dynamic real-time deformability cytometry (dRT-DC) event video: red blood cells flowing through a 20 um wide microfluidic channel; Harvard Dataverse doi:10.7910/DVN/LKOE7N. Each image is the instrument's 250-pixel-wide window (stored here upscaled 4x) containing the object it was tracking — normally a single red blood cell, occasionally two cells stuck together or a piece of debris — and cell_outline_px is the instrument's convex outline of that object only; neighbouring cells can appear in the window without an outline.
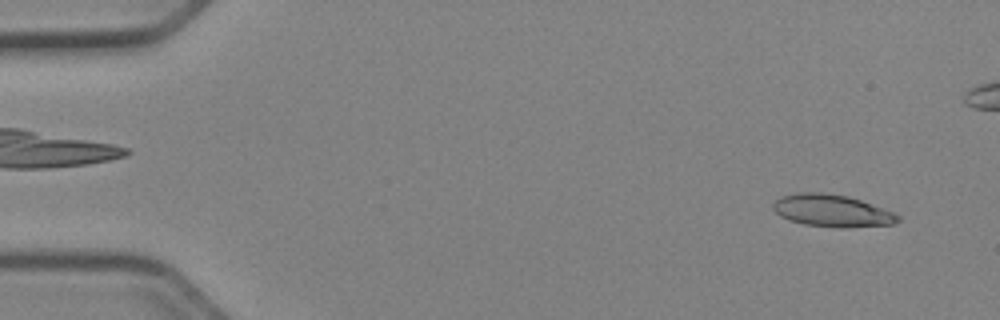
{"species": "Egyptian fruit bat (a non-hibernating species)", "species_latin": "Rousettus aegyptiacus", "temperature_condition": "cold", "stored_images_in_passage": 52, "camera_frame_rate_fps": 3000, "um_per_image_px": 0.085, "animal": {"sex": "female"}, "frame": {"image": 1, "passage_image": 3, "time_ms": 0.667, "image_size_px": [1000, 320], "cell_outline_px": [[900, 220], [892, 224], [848, 228], [840, 228], [804, 224], [788, 220], [780, 216], [772, 208], [772, 204], [780, 196], [796, 192], [820, 192], [848, 196], [860, 200], [892, 212], [900, 216]], "centroid_in_image_um": [70.67, 17.91], "position_along_channel_um": 14.3, "area_um2": 23.47}}
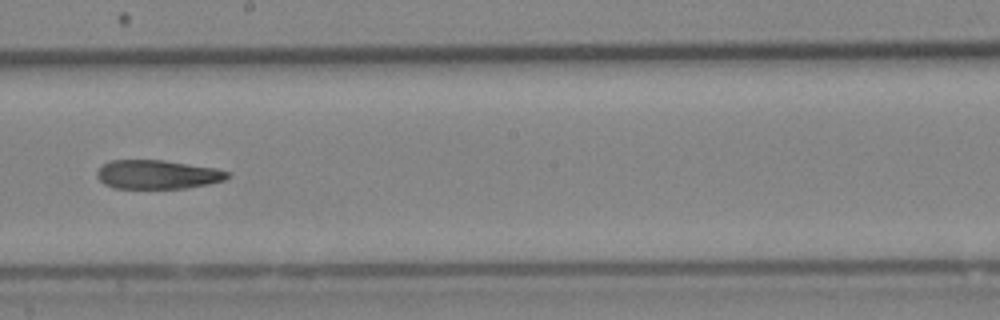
{"frame": {"image": 2, "passage_image": 29, "time_ms": 9.333, "image_size_px": [1000, 320], "cell_outline_px": [[232, 176], [224, 180], [208, 184], [184, 188], [116, 188], [104, 184], [96, 176], [96, 172], [104, 164], [112, 160], [164, 160], [216, 168], [232, 172]], "centroid_in_image_um": [13.43, 14.83], "position_along_channel_um": 234.8, "area_um2": 22.02}}
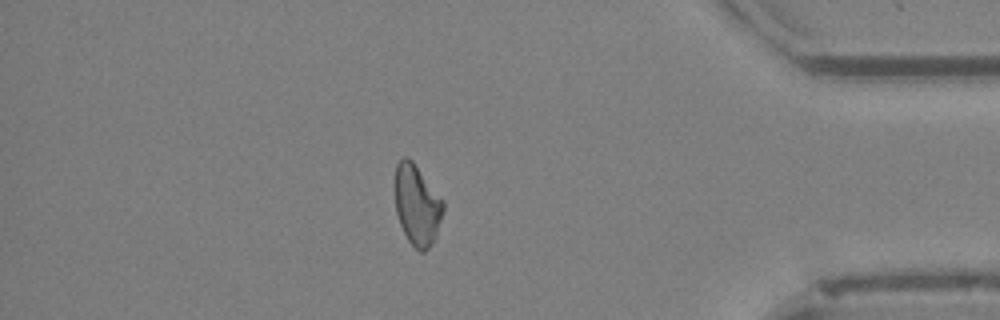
{"frame": {"image": 3, "passage_image": 44, "time_ms": 14.333, "image_size_px": [1000, 320], "cell_outline_px": [[444, 212], [436, 236], [432, 244], [424, 252], [420, 252], [408, 240], [400, 224], [396, 212], [396, 164], [404, 156], [412, 160], [444, 200]], "centroid_in_image_um": [35.48, 17.43], "position_along_channel_um": 399.7, "area_um2": 22.54}}